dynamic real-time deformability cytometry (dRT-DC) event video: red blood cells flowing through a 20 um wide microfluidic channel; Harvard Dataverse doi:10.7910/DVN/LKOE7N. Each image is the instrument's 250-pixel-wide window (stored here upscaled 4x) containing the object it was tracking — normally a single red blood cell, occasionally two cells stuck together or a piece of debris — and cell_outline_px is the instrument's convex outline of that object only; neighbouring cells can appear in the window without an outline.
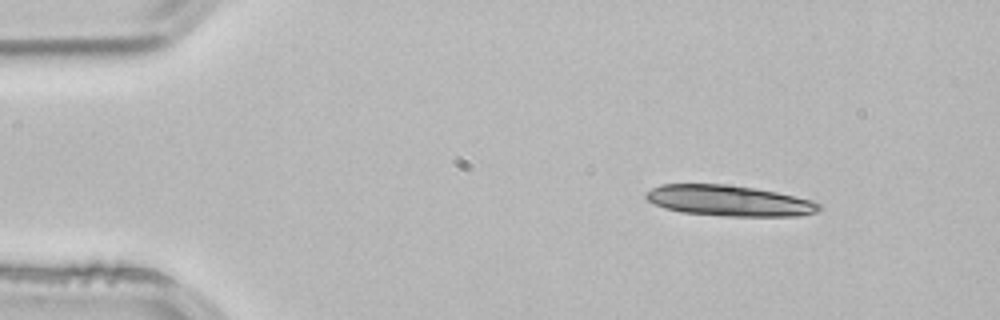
{"species": "common noctule bat (a hibernating species)", "species_latin": "Nyctalus noctula", "temperature_condition": "room temperature", "stored_images_in_passage": 2, "camera_frame_rate_fps": 3000, "um_per_image_px": 0.085, "animal": {"sex": "male", "body_mass_g": 21.5, "forearm_length_mm": 52.0}, "frame": {"image": 1, "passage_image": 1, "time_ms": 0.0, "image_size_px": [1000, 320], "cell_outline_px": [[820, 208], [816, 212], [800, 216], [724, 216], [680, 212], [664, 208], [648, 200], [644, 196], [644, 192], [660, 184], [724, 184], [756, 188], [776, 192], [812, 200], [820, 204]], "centroid_in_image_um": [61.94, 17.06], "position_along_channel_um": 23.1, "area_um2": 31.1}}